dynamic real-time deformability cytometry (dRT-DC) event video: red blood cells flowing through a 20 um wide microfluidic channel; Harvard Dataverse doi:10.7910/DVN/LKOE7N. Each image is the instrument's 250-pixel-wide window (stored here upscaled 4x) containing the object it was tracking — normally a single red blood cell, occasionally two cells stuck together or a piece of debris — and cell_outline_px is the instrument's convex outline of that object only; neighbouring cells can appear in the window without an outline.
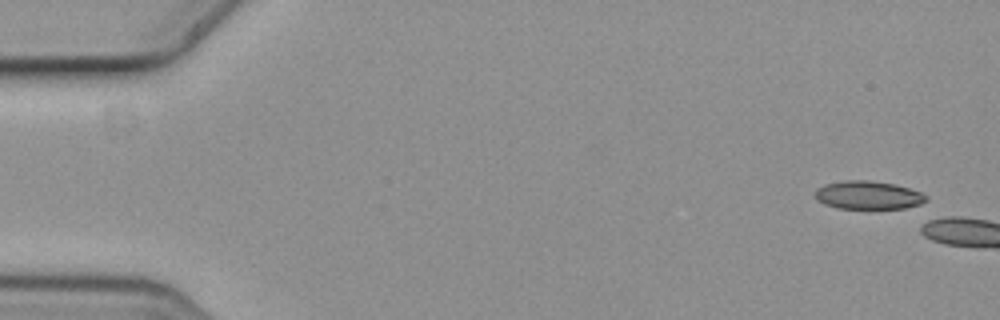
{"species": "common noctule bat (a hibernating species)", "species_latin": "Nyctalus noctula", "temperature_condition": "cold", "stored_images_in_passage": 2, "camera_frame_rate_fps": 3000, "um_per_image_px": 0.085, "animal": {"sex": "female", "body_mass_g": 19.3, "forearm_length_mm": 54.1}, "frame": {"image": 1, "passage_image": 1, "time_ms": 0.0, "image_size_px": [1000, 320], "cell_outline_px": [[928, 200], [920, 204], [904, 208], [840, 208], [824, 204], [816, 196], [816, 188], [824, 184], [844, 180], [868, 180], [892, 184], [908, 188], [920, 192], [928, 196]], "centroid_in_image_um": [73.8, 16.58], "position_along_channel_um": 11.2, "area_um2": 18.03}}